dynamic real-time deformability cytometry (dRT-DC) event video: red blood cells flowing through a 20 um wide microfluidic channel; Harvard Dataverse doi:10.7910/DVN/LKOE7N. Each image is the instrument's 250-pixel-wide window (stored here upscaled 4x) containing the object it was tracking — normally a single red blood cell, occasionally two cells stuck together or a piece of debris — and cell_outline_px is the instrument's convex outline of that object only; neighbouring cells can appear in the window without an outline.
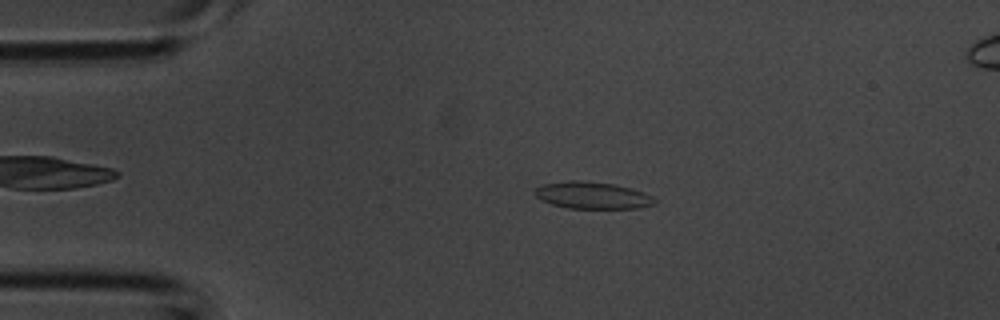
{"species": "common noctule bat (a hibernating species)", "species_latin": "Nyctalus noctula", "temperature_condition": "room temperature", "stored_images_in_passage": 4, "camera_frame_rate_fps": 3000, "um_per_image_px": 0.085, "animal": {"sex": "male", "body_mass_g": 20.1, "forearm_length_mm": 53.5}, "frame": {"image": 1, "passage_image": 2, "time_ms": 0.333, "image_size_px": [1000, 320], "cell_outline_px": [[656, 204], [640, 208], [568, 208], [552, 204], [540, 200], [536, 196], [536, 188], [544, 184], [568, 180], [580, 180], [616, 184], [632, 188], [644, 192], [652, 196], [656, 200]], "centroid_in_image_um": [50.39, 16.6], "position_along_channel_um": 34.6, "area_um2": 18.9}}
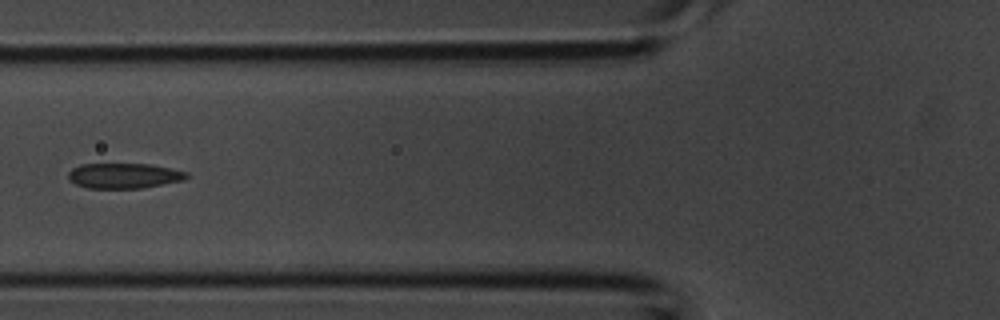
{"frame": {"image": 2, "passage_image": 4, "time_ms": 1.0, "image_size_px": [1000, 320], "cell_outline_px": [[188, 176], [184, 180], [140, 188], [88, 188], [76, 184], [68, 180], [68, 172], [72, 168], [80, 164], [152, 164], [188, 172]], "centroid_in_image_um": [10.51, 14.93], "position_along_channel_um": 115.3, "area_um2": 17.4}}